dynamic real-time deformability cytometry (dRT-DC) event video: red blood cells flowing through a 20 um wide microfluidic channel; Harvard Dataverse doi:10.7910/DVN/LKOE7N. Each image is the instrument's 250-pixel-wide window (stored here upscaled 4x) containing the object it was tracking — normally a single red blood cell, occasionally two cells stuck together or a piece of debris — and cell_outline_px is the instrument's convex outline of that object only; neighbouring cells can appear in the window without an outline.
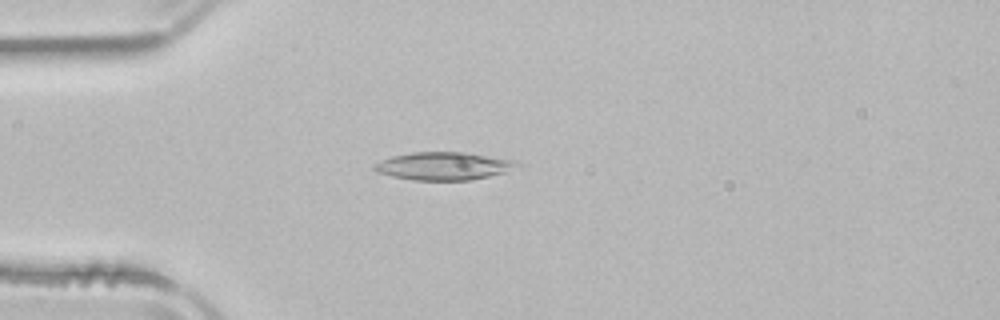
{"species": "common noctule bat (a hibernating species)", "species_latin": "Nyctalus noctula", "temperature_condition": "room temperature", "stored_images_in_passage": 50, "camera_frame_rate_fps": 3000, "um_per_image_px": 0.085, "animal": {"sex": "male", "body_mass_g": 21.5, "forearm_length_mm": 52.0}, "frame": {"image": 1, "passage_image": 12, "time_ms": 3.667, "image_size_px": [1000, 320], "cell_outline_px": [[520, 164], [508, 172], [468, 180], [412, 180], [392, 176], [376, 172], [372, 168], [376, 164], [392, 156], [412, 152], [464, 152], [516, 160]], "centroid_in_image_um": [37.73, 14.11], "position_along_channel_um": 47.3, "area_um2": 23.06}}
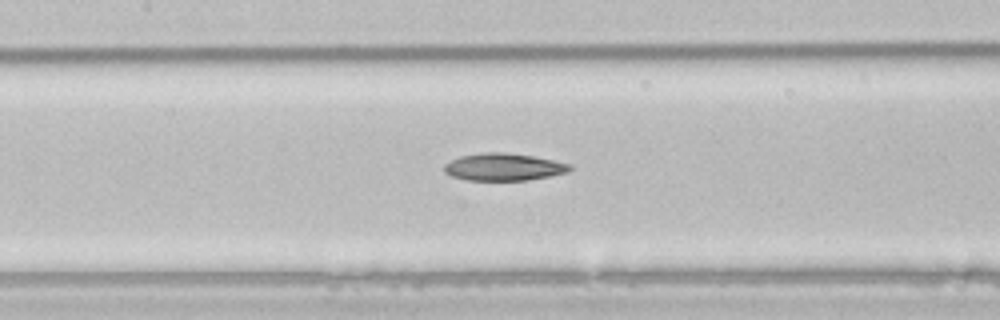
{"frame": {"image": 2, "passage_image": 22, "time_ms": 7.0, "image_size_px": [1000, 320], "cell_outline_px": [[572, 168], [568, 172], [528, 180], [468, 180], [452, 176], [444, 172], [444, 164], [460, 156], [480, 152], [504, 152], [532, 156], [552, 160], [568, 164]], "centroid_in_image_um": [42.77, 14.19], "position_along_channel_um": 164.6, "area_um2": 19.83}}
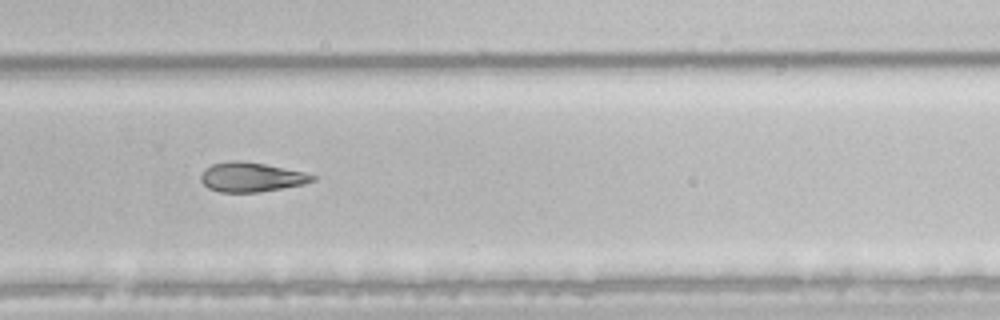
{"frame": {"image": 3, "passage_image": 33, "time_ms": 10.667, "image_size_px": [1000, 320], "cell_outline_px": [[316, 180], [304, 184], [256, 192], [220, 192], [208, 188], [200, 180], [200, 176], [204, 168], [212, 164], [232, 160], [240, 160], [264, 164], [304, 172], [316, 176]], "centroid_in_image_um": [21.32, 15.05], "position_along_channel_um": 308.5, "area_um2": 19.07}}